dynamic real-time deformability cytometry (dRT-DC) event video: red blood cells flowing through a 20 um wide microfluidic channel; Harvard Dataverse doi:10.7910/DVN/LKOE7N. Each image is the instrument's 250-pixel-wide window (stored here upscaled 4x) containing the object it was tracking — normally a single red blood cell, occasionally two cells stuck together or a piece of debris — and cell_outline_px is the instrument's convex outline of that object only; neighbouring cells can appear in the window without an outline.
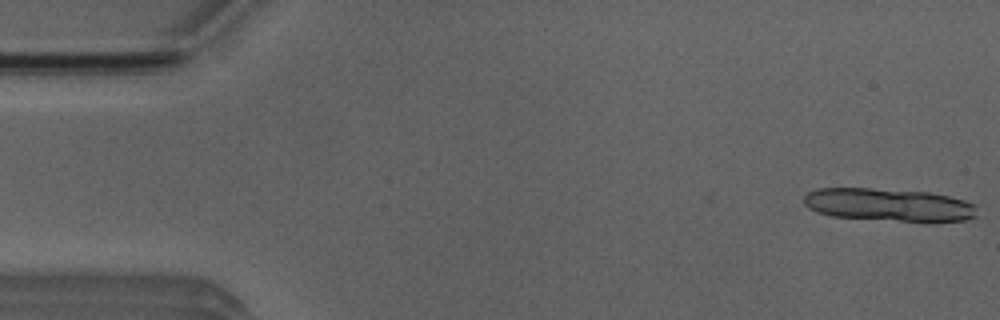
{"species": "Egyptian fruit bat (a non-hibernating species)", "species_latin": "Rousettus aegyptiacus", "temperature_condition": "room temperature", "stored_images_in_passage": 5, "camera_frame_rate_fps": 3000, "um_per_image_px": 0.085, "animal": {"sex": "male"}, "frame": {"image": 1, "passage_image": 1, "time_ms": 0.0, "image_size_px": [1000, 320], "cell_outline_px": [[976, 216], [968, 220], [932, 224], [924, 224], [832, 216], [816, 212], [808, 208], [804, 204], [804, 196], [808, 192], [816, 188], [872, 188], [928, 192], [948, 196], [964, 200], [976, 204]], "centroid_in_image_um": [75.61, 17.45], "position_along_channel_um": 9.4, "area_um2": 34.39}}